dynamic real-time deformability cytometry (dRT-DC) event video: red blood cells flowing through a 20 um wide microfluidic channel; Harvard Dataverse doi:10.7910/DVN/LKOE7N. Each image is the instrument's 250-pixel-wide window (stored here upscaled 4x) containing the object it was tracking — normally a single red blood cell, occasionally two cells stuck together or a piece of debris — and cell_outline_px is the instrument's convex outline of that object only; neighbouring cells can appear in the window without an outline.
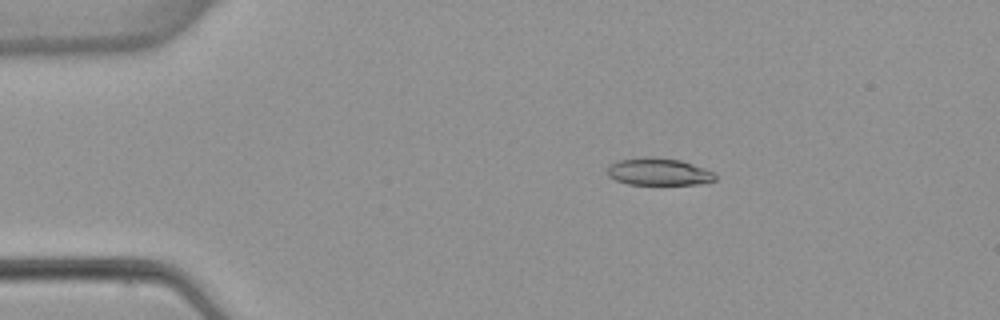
{"species": "common noctule bat (a hibernating species)", "species_latin": "Nyctalus noctula", "temperature_condition": "warm", "stored_images_in_passage": 4, "camera_frame_rate_fps": 3000, "um_per_image_px": 0.085, "animal": {"sex": "female", "body_mass_g": 22.7, "forearm_length_mm": 54.2}, "frame": {"image": 1, "passage_image": 1, "time_ms": 0.0, "image_size_px": [1000, 320], "cell_outline_px": [[716, 180], [700, 184], [628, 184], [616, 180], [608, 176], [608, 164], [620, 160], [644, 156], [652, 156], [680, 160], [704, 168], [712, 172], [716, 176]], "centroid_in_image_um": [55.96, 14.59], "position_along_channel_um": 29.0, "area_um2": 17.11}}
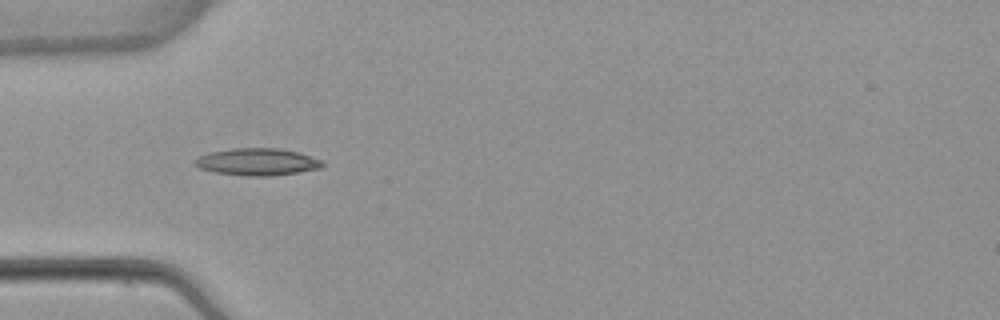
{"frame": {"image": 2, "passage_image": 3, "time_ms": 2.333, "image_size_px": [1000, 320], "cell_outline_px": [[324, 164], [320, 168], [272, 176], [248, 176], [216, 172], [200, 168], [192, 160], [208, 152], [232, 148], [280, 148], [300, 152], [324, 160]], "centroid_in_image_um": [21.9, 13.74], "position_along_channel_um": 63.1, "area_um2": 20.23}}
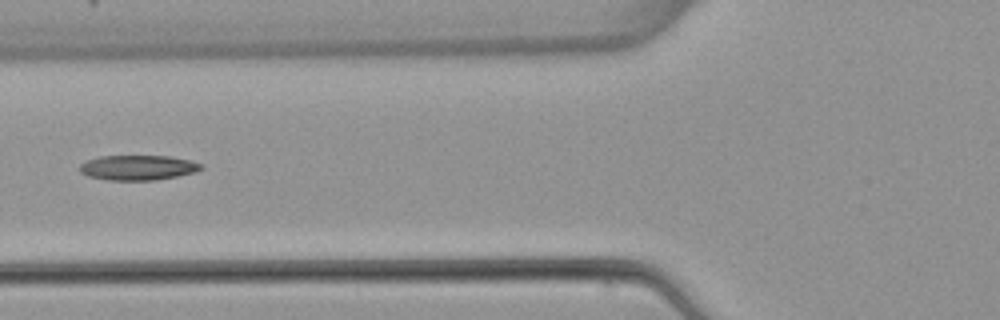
{"frame": {"image": 3, "passage_image": 4, "time_ms": 3.667, "image_size_px": [1000, 320], "cell_outline_px": [[204, 168], [192, 172], [176, 176], [152, 180], [108, 180], [88, 176], [80, 172], [80, 164], [88, 160], [100, 156], [172, 156], [192, 160], [200, 164]], "centroid_in_image_um": [11.71, 14.24], "position_along_channel_um": 114.1, "area_um2": 17.51}}